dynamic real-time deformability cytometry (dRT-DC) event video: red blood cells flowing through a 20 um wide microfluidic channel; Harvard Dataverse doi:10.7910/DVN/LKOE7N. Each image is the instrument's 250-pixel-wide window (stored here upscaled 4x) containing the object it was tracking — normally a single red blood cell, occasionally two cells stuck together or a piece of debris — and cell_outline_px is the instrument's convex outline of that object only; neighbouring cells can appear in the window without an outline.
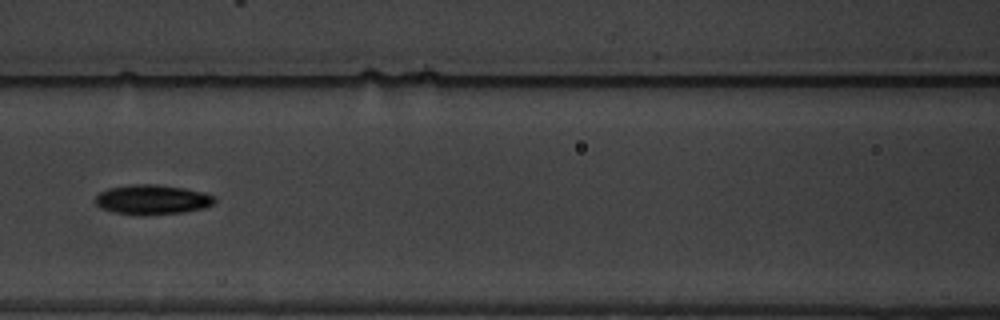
{"species": "common noctule bat (a hibernating species)", "species_latin": "Nyctalus noctula", "temperature_condition": "warm", "stored_images_in_passage": 8, "camera_frame_rate_fps": 3000, "um_per_image_px": 0.085, "animal": {"sex": "male", "body_mass_g": 19.5, "forearm_length_mm": 54.6}, "frame": {"image": 1, "passage_image": 7, "time_ms": 7.667, "image_size_px": [1000, 320], "cell_outline_px": [[216, 200], [212, 204], [204, 208], [184, 212], [112, 212], [100, 208], [96, 204], [96, 196], [100, 192], [108, 188], [132, 184], [156, 184], [184, 188], [204, 192], [216, 196]], "centroid_in_image_um": [12.97, 16.91], "position_along_channel_um": 153.6, "area_um2": 19.88}}